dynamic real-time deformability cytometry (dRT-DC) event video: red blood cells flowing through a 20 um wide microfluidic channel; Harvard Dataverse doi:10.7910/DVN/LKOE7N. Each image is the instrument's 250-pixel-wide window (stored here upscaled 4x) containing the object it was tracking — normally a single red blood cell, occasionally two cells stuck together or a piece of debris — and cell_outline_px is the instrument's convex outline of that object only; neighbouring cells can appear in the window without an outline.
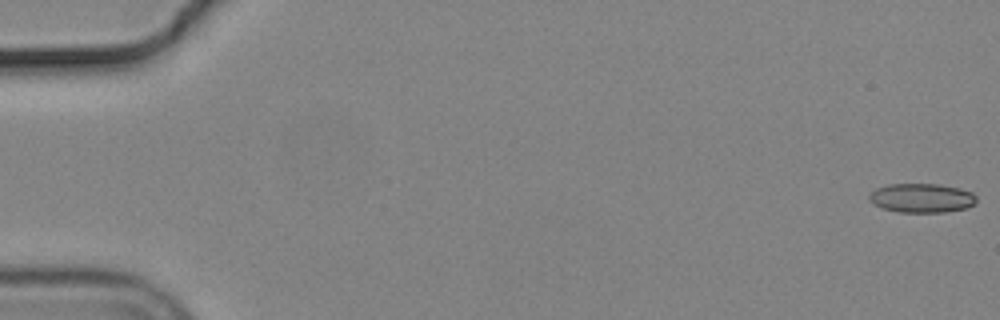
{"species": "common noctule bat (a hibernating species)", "species_latin": "Nyctalus noctula", "temperature_condition": "cold", "stored_images_in_passage": 56, "camera_frame_rate_fps": 3000, "um_per_image_px": 0.085, "animal": {"sex": "male", "body_mass_g": 19.2, "forearm_length_mm": 51.8}, "frame": {"image": 1, "passage_image": 1, "time_ms": 0.0, "image_size_px": [1000, 320], "cell_outline_px": [[976, 200], [968, 208], [944, 212], [900, 212], [880, 208], [872, 204], [868, 200], [868, 196], [876, 188], [888, 184], [940, 184], [960, 188], [972, 192], [976, 196]], "centroid_in_image_um": [78.32, 16.83], "position_along_channel_um": 6.7, "area_um2": 18.38}}
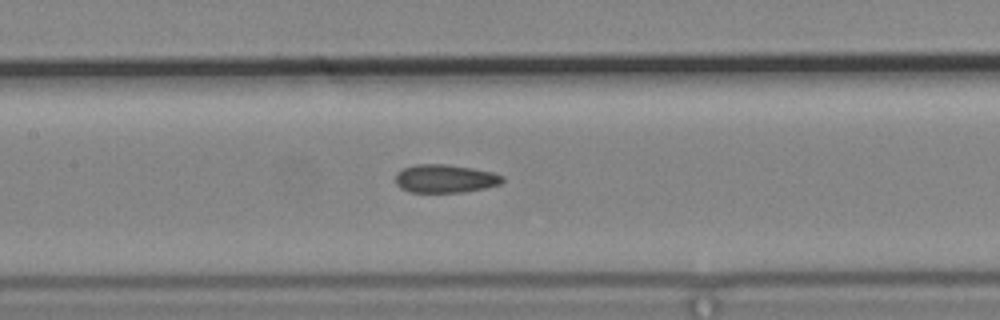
{"frame": {"image": 2, "passage_image": 27, "time_ms": 8.667, "image_size_px": [1000, 320], "cell_outline_px": [[504, 180], [500, 184], [484, 188], [464, 192], [408, 192], [400, 188], [396, 184], [396, 172], [404, 168], [416, 164], [444, 164], [472, 168], [492, 172], [504, 176]], "centroid_in_image_um": [37.82, 15.18], "position_along_channel_um": 169.6, "area_um2": 17.63}}
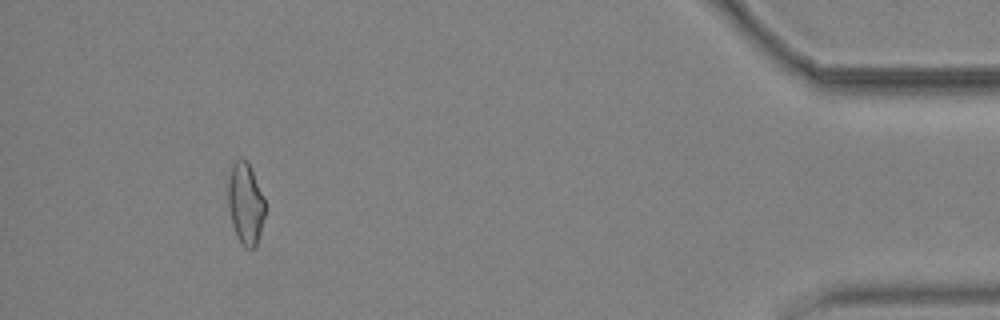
{"frame": {"image": 3, "passage_image": 52, "time_ms": 17.0, "image_size_px": [1000, 320], "cell_outline_px": [[264, 216], [256, 248], [244, 248], [236, 236], [232, 224], [228, 208], [228, 180], [232, 168], [236, 160], [248, 160], [264, 196]], "centroid_in_image_um": [20.87, 17.33], "position_along_channel_um": 414.3, "area_um2": 17.57}, "authors_computed_cell_mechanics": {"area_um2": 17.9758, "velocity_mm_per_s": 3.718, "shape_relaxation_time_tau1_ms": null, "shape_relaxation_time_tau2_ms": 3.7104, "deformation_change_tau1": null, "deformation_change_tau2": 0.1017}}